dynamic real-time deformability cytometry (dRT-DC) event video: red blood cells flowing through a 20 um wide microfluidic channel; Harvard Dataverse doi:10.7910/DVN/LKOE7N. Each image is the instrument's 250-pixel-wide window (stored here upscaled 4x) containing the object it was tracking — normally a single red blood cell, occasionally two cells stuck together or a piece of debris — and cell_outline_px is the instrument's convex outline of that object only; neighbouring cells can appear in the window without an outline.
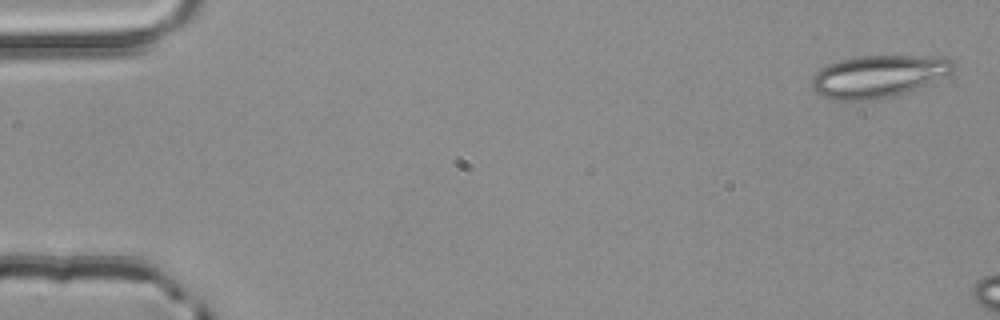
{"species": "common noctule bat (a hibernating species)", "species_latin": "Nyctalus noctula", "temperature_condition": "room temperature", "stored_images_in_passage": 3, "camera_frame_rate_fps": 3000, "um_per_image_px": 0.085, "animal": {"sex": "male", "body_mass_g": 20.4}, "frame": {"image": 1, "passage_image": 1, "time_ms": 0.0, "image_size_px": [1000, 320], "cell_outline_px": [[956, 68], [952, 72], [944, 76], [904, 92], [888, 96], [868, 100], [832, 100], [820, 96], [812, 88], [812, 76], [820, 68], [828, 64], [840, 60], [856, 56], [944, 56], [952, 60], [956, 64]], "centroid_in_image_um": [74.62, 6.46], "position_along_channel_um": 10.4, "area_um2": 34.62}}